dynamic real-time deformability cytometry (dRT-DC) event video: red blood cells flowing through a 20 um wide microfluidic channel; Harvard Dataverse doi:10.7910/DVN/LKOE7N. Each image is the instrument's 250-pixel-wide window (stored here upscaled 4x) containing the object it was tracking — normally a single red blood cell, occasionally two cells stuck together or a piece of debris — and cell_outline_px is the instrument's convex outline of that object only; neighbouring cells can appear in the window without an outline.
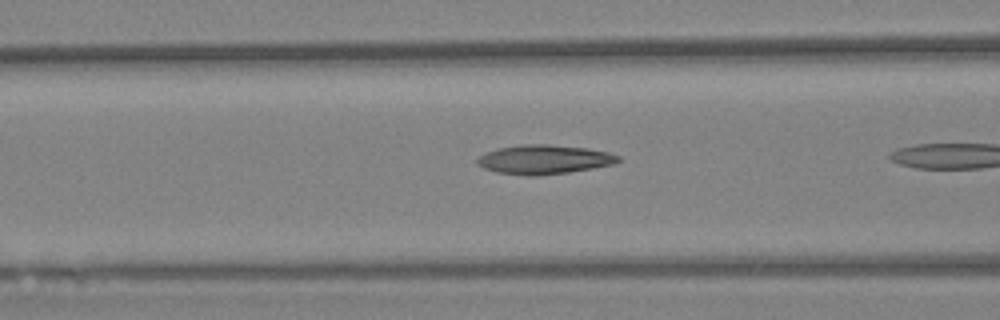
{"species": "Egyptian fruit bat (a non-hibernating species)", "species_latin": "Rousettus aegyptiacus", "temperature_condition": "warm", "stored_images_in_passage": 8, "camera_frame_rate_fps": 3000, "um_per_image_px": 0.085, "animal": {"sex": "female"}, "frame": {"image": 1, "passage_image": 4, "time_ms": 1.0, "image_size_px": [1000, 320], "cell_outline_px": [[620, 160], [616, 164], [568, 172], [532, 176], [524, 176], [496, 172], [484, 168], [476, 164], [476, 160], [480, 156], [488, 152], [500, 148], [520, 144], [548, 144], [588, 148], [608, 152], [620, 156]], "centroid_in_image_um": [46.26, 13.56], "position_along_channel_um": 120.3, "area_um2": 23.99}}
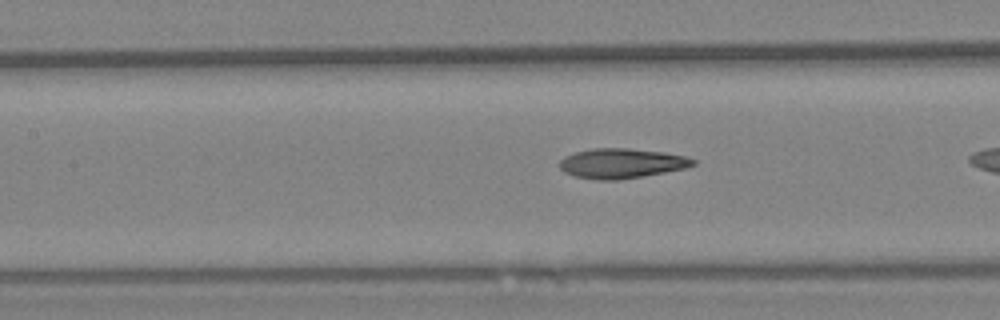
{"frame": {"image": 2, "passage_image": 7, "time_ms": 2.0, "image_size_px": [1000, 320], "cell_outline_px": [[696, 164], [684, 168], [644, 176], [620, 180], [596, 180], [572, 176], [564, 172], [560, 168], [560, 160], [564, 156], [576, 152], [592, 148], [628, 148], [664, 152], [684, 156], [696, 160]], "centroid_in_image_um": [52.8, 13.89], "position_along_channel_um": 154.6, "area_um2": 23.29}}